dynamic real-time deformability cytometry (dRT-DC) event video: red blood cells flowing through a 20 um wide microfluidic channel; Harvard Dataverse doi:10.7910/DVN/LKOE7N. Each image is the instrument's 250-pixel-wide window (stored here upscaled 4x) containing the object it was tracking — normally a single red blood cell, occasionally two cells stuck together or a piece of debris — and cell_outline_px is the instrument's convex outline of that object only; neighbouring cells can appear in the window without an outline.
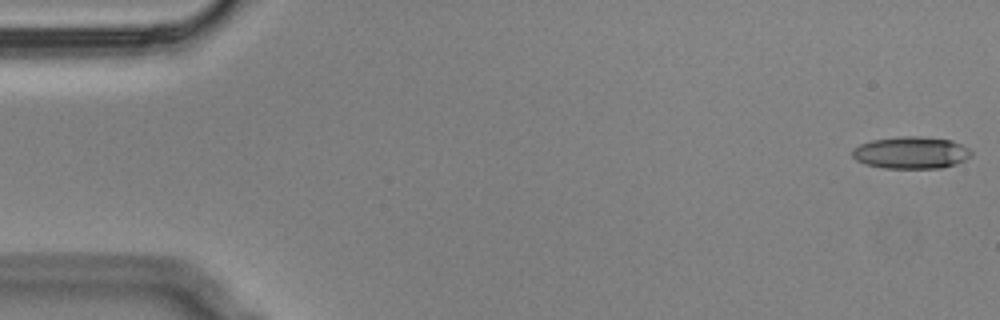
{"species": "Egyptian fruit bat (a non-hibernating species)", "species_latin": "Rousettus aegyptiacus", "temperature_condition": "cold", "stored_images_in_passage": 57, "camera_frame_rate_fps": 3000, "um_per_image_px": 0.085, "animal": {"sex": "male"}, "frame": {"image": 1, "passage_image": 1, "time_ms": 0.0, "image_size_px": [1000, 320], "cell_outline_px": [[972, 156], [956, 164], [940, 168], [884, 168], [864, 164], [856, 160], [852, 156], [852, 148], [860, 144], [872, 140], [900, 136], [920, 136], [952, 140], [968, 148], [972, 152]], "centroid_in_image_um": [77.43, 12.97], "position_along_channel_um": 7.6, "area_um2": 22.37}}
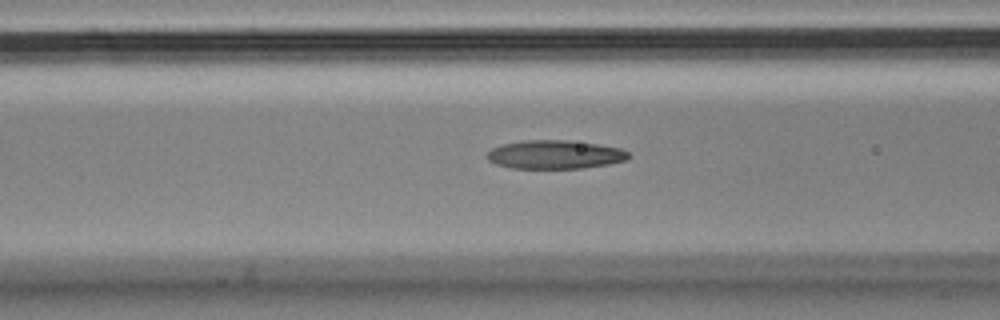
{"frame": {"image": 2, "passage_image": 22, "time_ms": 7.0, "image_size_px": [1000, 320], "cell_outline_px": [[632, 156], [628, 160], [608, 164], [584, 168], [512, 168], [496, 164], [488, 160], [488, 152], [492, 148], [500, 144], [520, 140], [568, 140], [596, 144], [620, 148], [628, 152]], "centroid_in_image_um": [47.18, 13.13], "position_along_channel_um": 119.4, "area_um2": 23.7}}
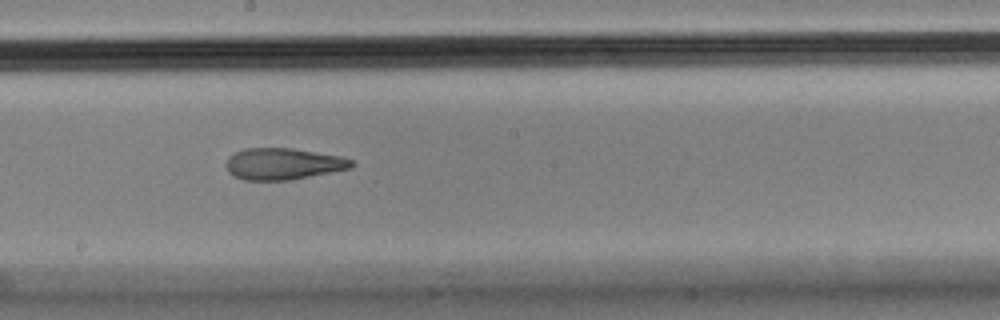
{"frame": {"image": 3, "passage_image": 31, "time_ms": 10.0, "image_size_px": [1000, 320], "cell_outline_px": [[356, 164], [352, 168], [292, 180], [244, 180], [228, 172], [224, 164], [228, 156], [244, 148], [292, 148], [344, 156], [352, 160]], "centroid_in_image_um": [24.09, 13.92], "position_along_channel_um": 224.1, "area_um2": 23.41}, "authors_computed_cell_mechanics": {"area_um2": 23.5824, "velocity_mm_per_s": 3.4847, "shape_relaxation_time_tau1_ms": null, "shape_relaxation_time_tau2_ms": 4.4514, "deformation_change_tau1": null, "deformation_change_tau2": 0.146}}